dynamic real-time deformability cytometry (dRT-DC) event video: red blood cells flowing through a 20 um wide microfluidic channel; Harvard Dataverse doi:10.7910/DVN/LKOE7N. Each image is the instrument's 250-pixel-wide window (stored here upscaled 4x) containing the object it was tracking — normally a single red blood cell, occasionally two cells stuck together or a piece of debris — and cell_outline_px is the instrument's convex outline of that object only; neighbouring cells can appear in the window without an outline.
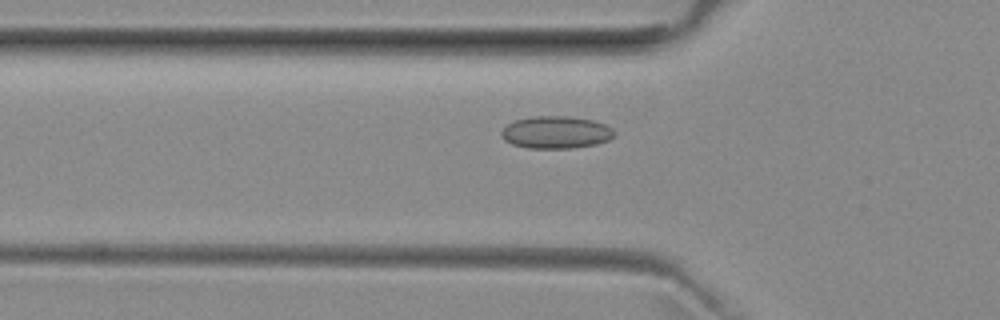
{"species": "common noctule bat (a hibernating species)", "species_latin": "Nyctalus noctula", "temperature_condition": "room temperature", "stored_images_in_passage": 34, "camera_frame_rate_fps": 3000, "um_per_image_px": 0.085, "animal": {"sex": "female", "body_mass_g": 29.2, "forearm_length_mm": 56.3}, "frame": {"image": 1, "passage_image": 7, "time_ms": 2.0, "image_size_px": [1000, 320], "cell_outline_px": [[616, 136], [608, 140], [596, 144], [572, 148], [528, 148], [512, 144], [504, 140], [500, 136], [500, 132], [508, 124], [516, 120], [532, 116], [572, 116], [592, 120], [608, 124], [616, 132]], "centroid_in_image_um": [47.29, 11.24], "position_along_channel_um": 78.5, "area_um2": 21.56}}
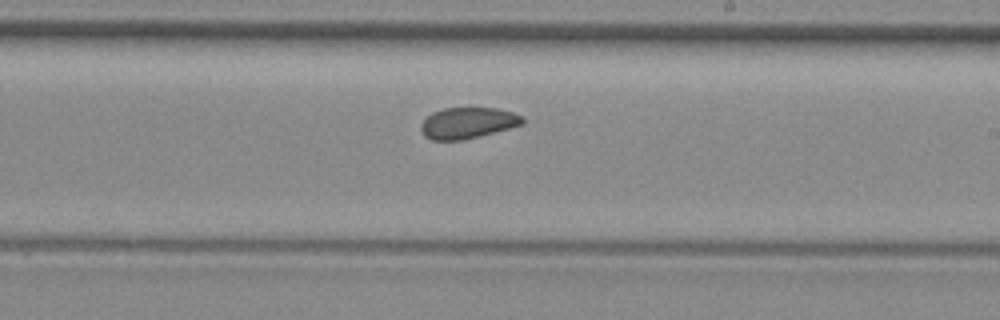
{"frame": {"image": 2, "passage_image": 20, "time_ms": 6.333, "image_size_px": [1000, 320], "cell_outline_px": [[524, 124], [480, 136], [464, 140], [432, 140], [424, 136], [420, 128], [420, 124], [432, 112], [444, 108], [496, 108], [512, 112], [524, 116]], "centroid_in_image_um": [39.76, 10.45], "position_along_channel_um": 249.2, "area_um2": 18.5}}
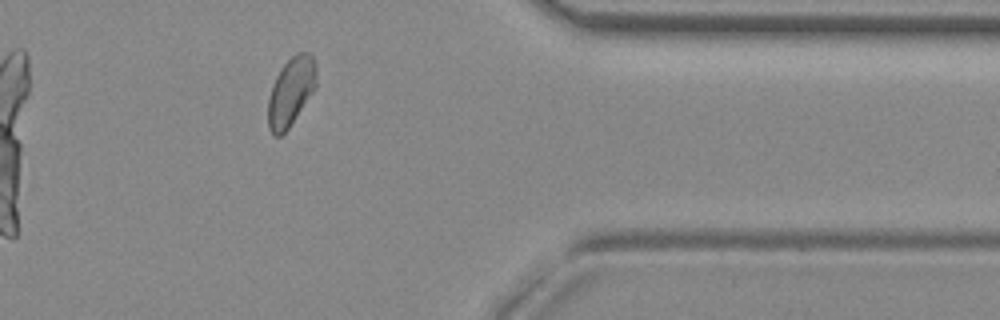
{"frame": {"image": 3, "passage_image": 32, "time_ms": 10.333, "image_size_px": [1000, 320], "cell_outline_px": [[316, 88], [288, 128], [280, 136], [272, 136], [268, 128], [268, 100], [272, 84], [280, 68], [296, 52], [308, 52], [312, 56], [316, 64]], "centroid_in_image_um": [24.72, 7.78], "position_along_channel_um": 386.7, "area_um2": 19.36}, "authors_computed_cell_mechanics": {"area_um2": 19.5942, "velocity_mm_per_s": 3.9297, "shape_relaxation_time_tau1_ms": null, "shape_relaxation_time_tau2_ms": 1.7934, "deformation_change_tau1": null, "deformation_change_tau2": 0.0524}}